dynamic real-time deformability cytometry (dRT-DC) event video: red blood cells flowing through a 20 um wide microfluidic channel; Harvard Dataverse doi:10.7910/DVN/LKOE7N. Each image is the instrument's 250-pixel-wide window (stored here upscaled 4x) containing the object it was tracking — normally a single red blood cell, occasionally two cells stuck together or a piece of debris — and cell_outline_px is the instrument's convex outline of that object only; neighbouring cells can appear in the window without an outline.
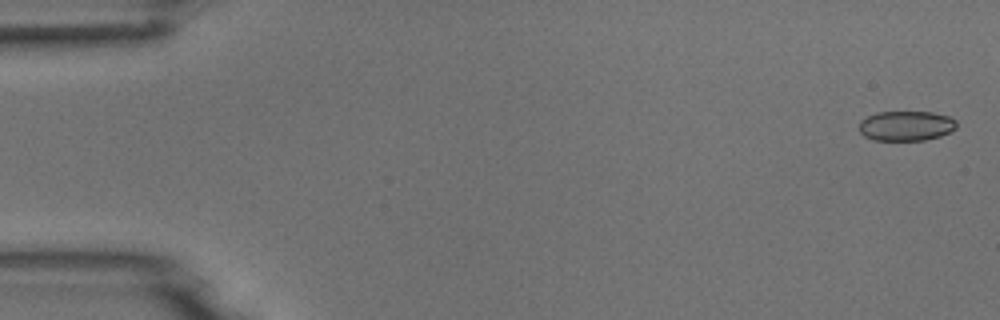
{"species": "common noctule bat (a hibernating species)", "species_latin": "Nyctalus noctula", "temperature_condition": "room temperature", "stored_images_in_passage": 52, "camera_frame_rate_fps": 3000, "um_per_image_px": 0.085, "animal": {"sex": "male", "body_mass_g": 18.8}, "frame": {"image": 1, "passage_image": 2, "time_ms": 0.333, "image_size_px": [1000, 320], "cell_outline_px": [[956, 128], [940, 136], [924, 140], [872, 140], [864, 136], [860, 132], [860, 120], [876, 112], [932, 112], [948, 116], [956, 120]], "centroid_in_image_um": [77.0, 10.69], "position_along_channel_um": 8.0, "area_um2": 16.94}}
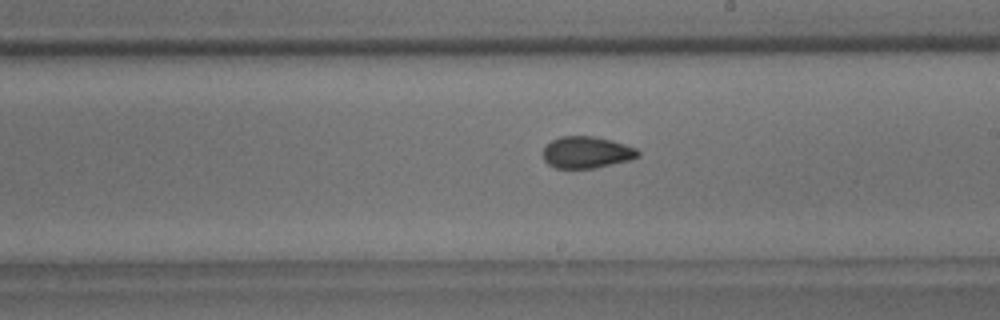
{"frame": {"image": 2, "passage_image": 30, "time_ms": 9.667, "image_size_px": [1000, 320], "cell_outline_px": [[640, 156], [628, 160], [596, 168], [556, 168], [548, 164], [544, 160], [544, 148], [552, 140], [560, 136], [592, 136], [612, 140], [636, 148], [640, 152]], "centroid_in_image_um": [49.87, 12.95], "position_along_channel_um": 239.1, "area_um2": 17.46}}
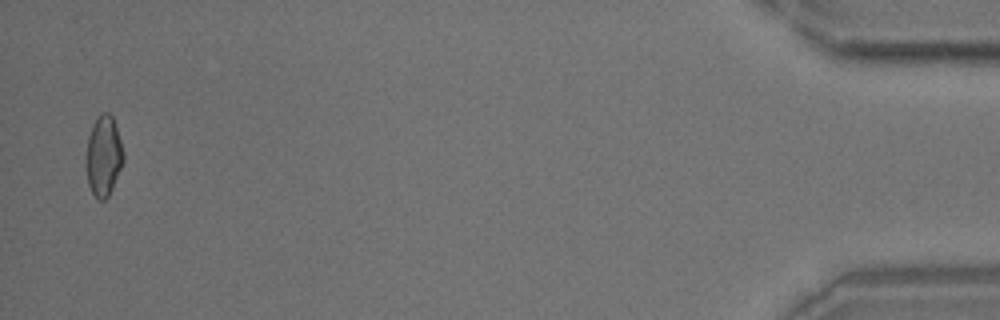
{"frame": {"image": 3, "passage_image": 51, "time_ms": 16.667, "image_size_px": [1000, 320], "cell_outline_px": [[124, 160], [112, 188], [108, 196], [104, 200], [96, 200], [88, 184], [88, 136], [92, 124], [96, 116], [100, 112], [108, 112], [112, 116], [124, 152]], "centroid_in_image_um": [8.82, 13.23], "position_along_channel_um": 426.4, "area_um2": 17.11}}